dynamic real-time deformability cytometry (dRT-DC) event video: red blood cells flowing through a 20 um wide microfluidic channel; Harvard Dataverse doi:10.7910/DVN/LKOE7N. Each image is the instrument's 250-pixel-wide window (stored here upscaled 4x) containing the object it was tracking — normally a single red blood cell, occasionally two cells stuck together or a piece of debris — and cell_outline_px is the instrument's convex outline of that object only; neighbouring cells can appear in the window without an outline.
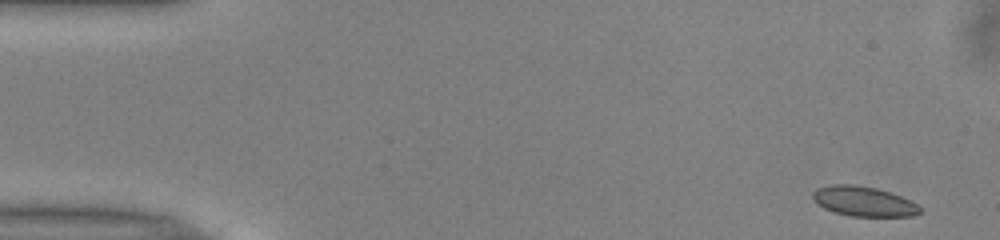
{"species": "common noctule bat (a hibernating species)", "species_latin": "Nyctalus noctula", "temperature_condition": "warm", "stored_images_in_passage": 50, "camera_frame_rate_fps": 3000, "um_per_image_px": 0.085, "animal": {"sex": "male", "body_mass_g": 13.0, "forearm_length_mm": 53.1}, "frame": {"image": 1, "passage_image": 1, "time_ms": 0.0, "image_size_px": [1000, 240], "cell_outline_px": [[920, 212], [912, 216], [852, 216], [836, 212], [824, 208], [812, 196], [812, 192], [816, 188], [832, 184], [852, 184], [876, 188], [900, 196], [916, 204], [920, 208]], "centroid_in_image_um": [73.38, 17.1], "position_along_channel_um": 11.6, "area_um2": 18.26}}
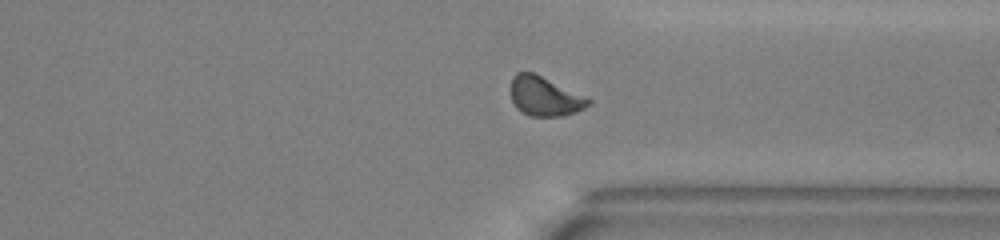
{"frame": {"image": 2, "passage_image": 37, "time_ms": 12.0, "image_size_px": [1000, 240], "cell_outline_px": [[592, 104], [576, 112], [564, 116], [528, 116], [516, 108], [512, 100], [508, 88], [512, 76], [516, 72], [532, 72], [588, 96], [592, 100]], "centroid_in_image_um": [46.29, 8.18], "position_along_channel_um": 365.1, "area_um2": 18.32}}
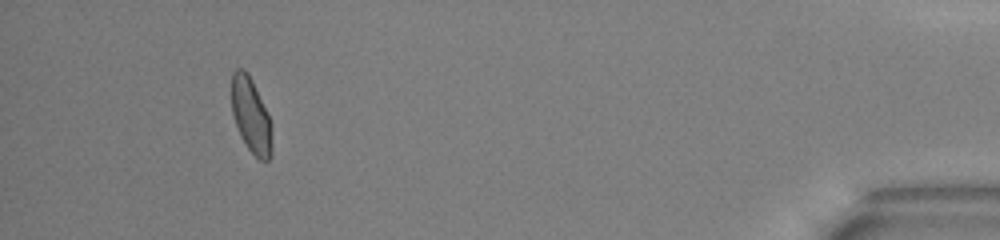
{"frame": {"image": 3, "passage_image": 46, "time_ms": 15.0, "image_size_px": [1000, 240], "cell_outline_px": [[272, 152], [268, 160], [260, 160], [248, 148], [240, 136], [232, 112], [232, 72], [236, 68], [244, 68], [248, 72], [252, 80], [272, 124]], "centroid_in_image_um": [21.34, 9.8], "position_along_channel_um": 413.9, "area_um2": 17.57}, "authors_computed_cell_mechanics": {"area_um2": 18.2359, "velocity_mm_per_s": 3.9725, "shape_relaxation_time_tau1_ms": 3.6869, "shape_relaxation_time_tau2_ms": 0.9666, "deformation_change_tau1": 0.0997, "deformation_change_tau2": 0.0649}}